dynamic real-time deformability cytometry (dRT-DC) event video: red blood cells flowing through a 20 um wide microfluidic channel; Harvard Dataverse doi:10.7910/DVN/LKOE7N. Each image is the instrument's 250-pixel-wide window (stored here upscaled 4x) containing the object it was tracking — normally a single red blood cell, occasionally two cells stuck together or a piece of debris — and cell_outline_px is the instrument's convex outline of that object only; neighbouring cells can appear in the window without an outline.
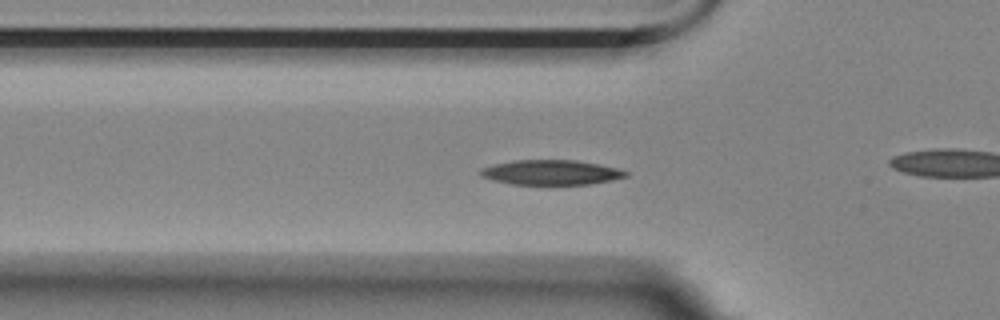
{"species": "Egyptian fruit bat (a non-hibernating species)", "species_latin": "Rousettus aegyptiacus", "temperature_condition": "room temperature", "stored_images_in_passage": 42, "camera_frame_rate_fps": 3000, "um_per_image_px": 0.085, "animal": {"sex": "female"}, "frame": {"image": 1, "passage_image": 10, "time_ms": 3.0, "image_size_px": [1000, 320], "cell_outline_px": [[628, 176], [612, 180], [588, 184], [512, 184], [492, 180], [480, 176], [480, 168], [496, 164], [516, 160], [576, 160], [600, 164], [616, 168], [628, 172]], "centroid_in_image_um": [46.84, 14.65], "position_along_channel_um": 79.0, "area_um2": 20.92}}
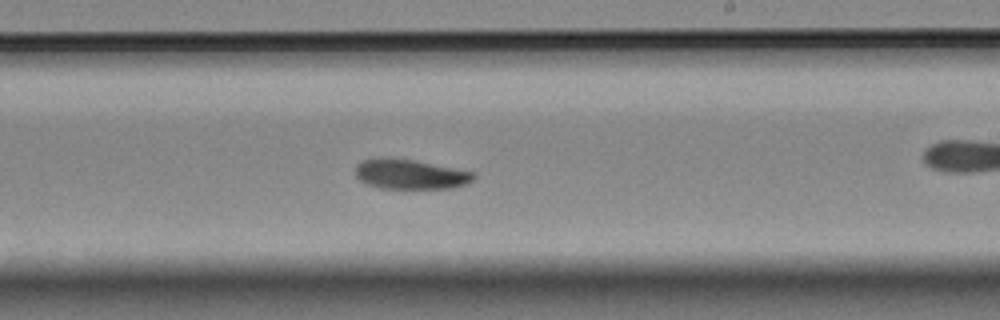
{"frame": {"image": 2, "passage_image": 25, "time_ms": 8.0, "image_size_px": [1000, 320], "cell_outline_px": [[476, 176], [472, 180], [464, 184], [452, 188], [380, 188], [368, 184], [360, 180], [356, 176], [356, 164], [364, 160], [412, 160], [476, 172]], "centroid_in_image_um": [34.93, 14.84], "position_along_channel_um": 254.1, "area_um2": 19.77}}
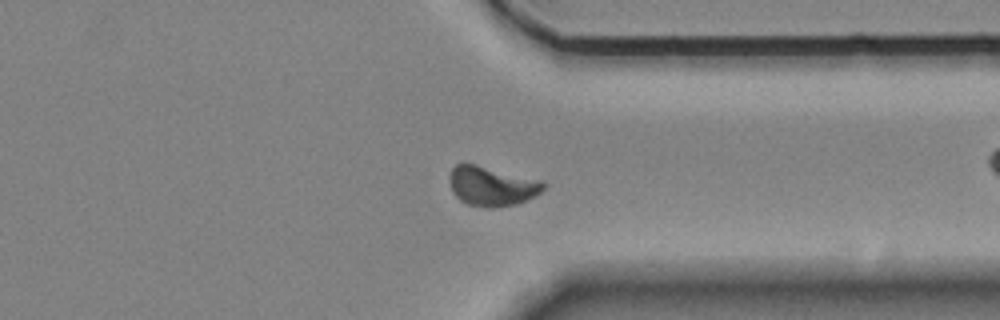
{"frame": {"image": 3, "passage_image": 35, "time_ms": 11.333, "image_size_px": [1000, 320], "cell_outline_px": [[544, 188], [540, 192], [516, 204], [492, 208], [488, 208], [468, 204], [460, 200], [452, 192], [448, 180], [448, 176], [452, 168], [456, 164], [476, 164], [544, 180]], "centroid_in_image_um": [41.77, 15.8], "position_along_channel_um": 369.6, "area_um2": 21.73}, "authors_computed_cell_mechanics": {"area_um2": 20.9236, "velocity_mm_per_s": 3.491, "shape_relaxation_time_tau1_ms": 2.9803, "shape_relaxation_time_tau2_ms": 10.2748, "deformation_change_tau1": 0.1225, "deformation_change_tau2": 0.1281}}